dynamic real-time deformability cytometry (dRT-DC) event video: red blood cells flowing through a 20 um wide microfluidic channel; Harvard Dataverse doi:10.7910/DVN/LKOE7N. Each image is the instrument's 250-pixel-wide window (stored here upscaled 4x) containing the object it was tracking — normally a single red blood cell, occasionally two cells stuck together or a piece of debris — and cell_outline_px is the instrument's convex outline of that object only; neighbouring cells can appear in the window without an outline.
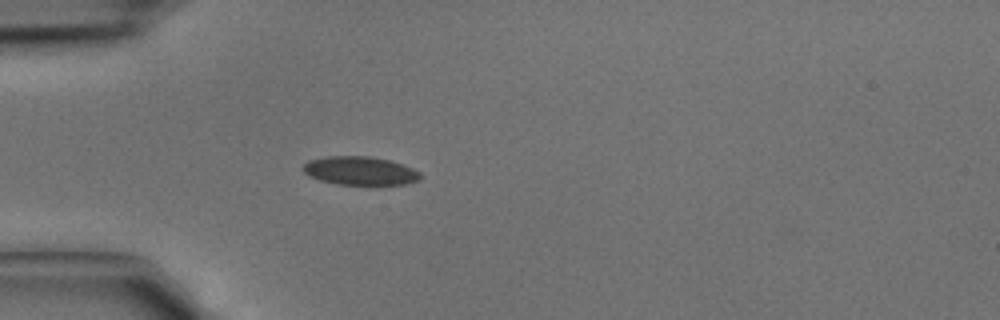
{"species": "common noctule bat (a hibernating species)", "species_latin": "Nyctalus noctula", "temperature_condition": "cold", "stored_images_in_passage": 31, "camera_frame_rate_fps": 3000, "um_per_image_px": 0.085, "animal": {"sex": "male", "body_mass_g": 15.6}, "frame": {"image": 1, "passage_image": 1, "time_ms": 0.0, "image_size_px": [1000, 320], "cell_outline_px": [[420, 180], [404, 184], [368, 188], [340, 184], [320, 180], [308, 176], [300, 168], [308, 160], [324, 156], [368, 156], [388, 160], [412, 168], [420, 172]], "centroid_in_image_um": [30.59, 14.56], "position_along_channel_um": 54.4, "area_um2": 20.29}}
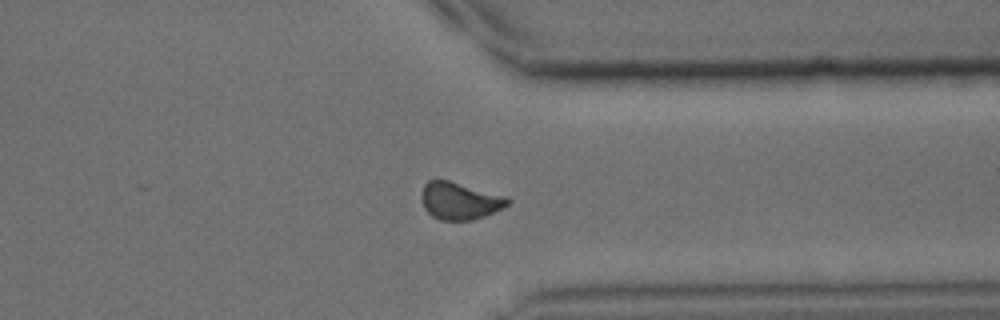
{"frame": {"image": 2, "passage_image": 22, "time_ms": 7.0, "image_size_px": [1000, 320], "cell_outline_px": [[512, 200], [504, 208], [484, 216], [472, 220], [440, 220], [432, 216], [424, 208], [420, 196], [424, 184], [428, 180], [448, 180], [508, 196]], "centroid_in_image_um": [39.09, 17.07], "position_along_channel_um": 372.3, "area_um2": 18.9}}
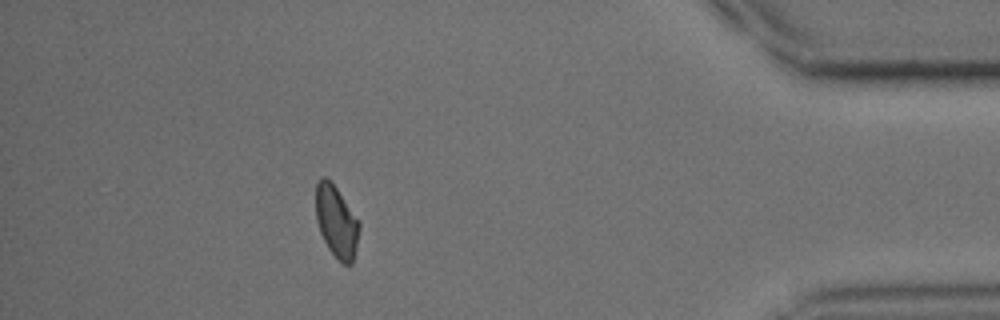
{"frame": {"image": 3, "passage_image": 27, "time_ms": 8.667, "image_size_px": [1000, 320], "cell_outline_px": [[360, 228], [356, 248], [352, 264], [344, 264], [328, 248], [320, 232], [316, 220], [316, 184], [320, 176], [324, 176], [336, 188], [360, 224]], "centroid_in_image_um": [28.58, 18.84], "position_along_channel_um": 406.6, "area_um2": 17.74}}